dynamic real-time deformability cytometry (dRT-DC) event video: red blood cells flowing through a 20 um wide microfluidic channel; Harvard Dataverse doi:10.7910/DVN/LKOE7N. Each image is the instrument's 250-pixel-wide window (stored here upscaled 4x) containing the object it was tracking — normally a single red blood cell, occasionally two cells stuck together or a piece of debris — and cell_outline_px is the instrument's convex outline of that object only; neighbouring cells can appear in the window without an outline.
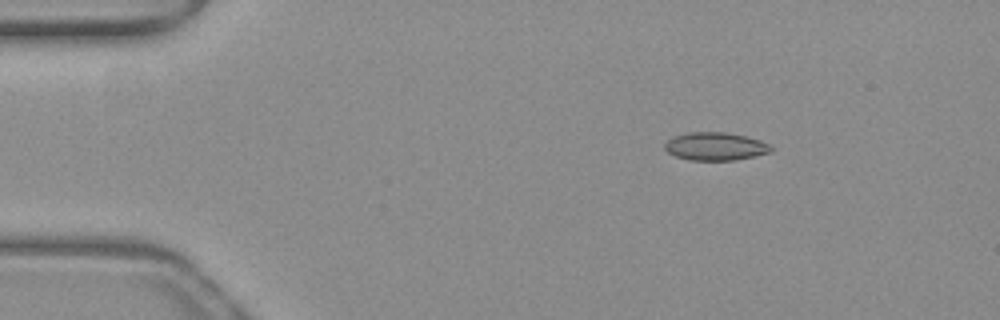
{"species": "common noctule bat (a hibernating species)", "species_latin": "Nyctalus noctula", "temperature_condition": "warm", "stored_images_in_passage": 45, "camera_frame_rate_fps": 3000, "um_per_image_px": 0.085, "animal": {"sex": "female", "body_mass_g": 19.3, "forearm_length_mm": 54.1}, "frame": {"image": 1, "passage_image": 1, "time_ms": 0.0, "image_size_px": [1000, 320], "cell_outline_px": [[772, 152], [756, 156], [736, 160], [688, 160], [676, 156], [668, 152], [664, 148], [664, 144], [672, 136], [688, 132], [724, 132], [744, 136], [760, 140], [772, 144]], "centroid_in_image_um": [60.82, 12.44], "position_along_channel_um": 24.2, "area_um2": 17.51}}
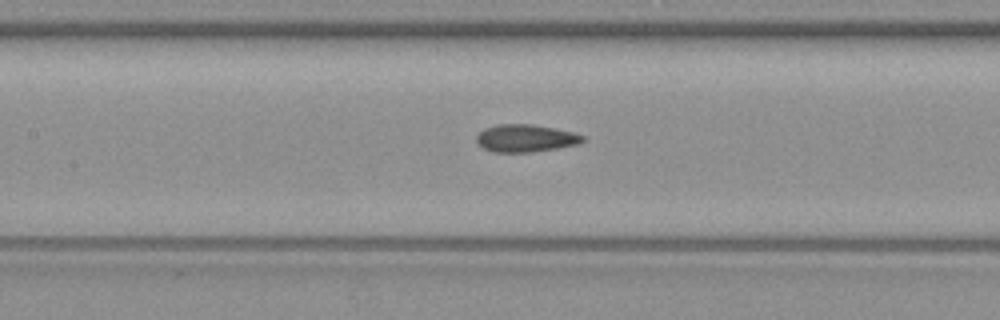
{"frame": {"image": 2, "passage_image": 17, "time_ms": 5.333, "image_size_px": [1000, 320], "cell_outline_px": [[584, 140], [576, 144], [556, 148], [532, 152], [492, 152], [484, 148], [476, 140], [476, 136], [484, 128], [496, 124], [532, 124], [572, 132], [584, 136]], "centroid_in_image_um": [44.63, 11.74], "position_along_channel_um": 162.8, "area_um2": 16.82}}
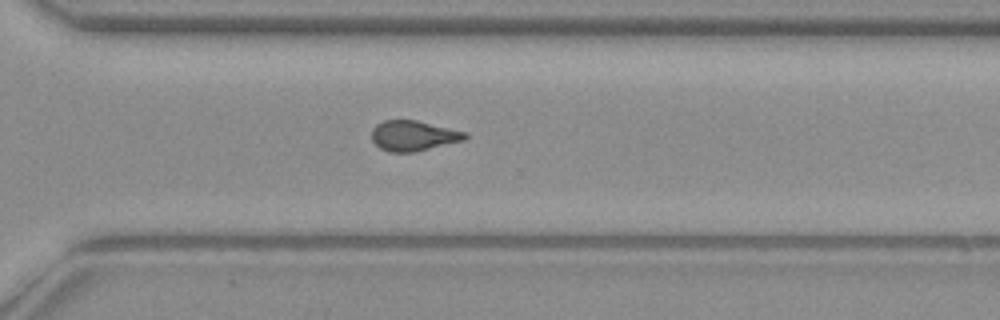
{"frame": {"image": 3, "passage_image": 30, "time_ms": 9.667, "image_size_px": [1000, 320], "cell_outline_px": [[468, 136], [464, 140], [416, 152], [388, 152], [380, 148], [372, 140], [372, 128], [376, 124], [384, 120], [416, 120], [468, 132]], "centroid_in_image_um": [35.15, 11.54], "position_along_channel_um": 335.5, "area_um2": 16.59}, "authors_computed_cell_mechanics": {"area_um2": 16.8198, "velocity_mm_per_s": 3.9978, "shape_relaxation_time_tau1_ms": null, "shape_relaxation_time_tau2_ms": 1.4662, "deformation_change_tau1": null, "deformation_change_tau2": 0.0805}}